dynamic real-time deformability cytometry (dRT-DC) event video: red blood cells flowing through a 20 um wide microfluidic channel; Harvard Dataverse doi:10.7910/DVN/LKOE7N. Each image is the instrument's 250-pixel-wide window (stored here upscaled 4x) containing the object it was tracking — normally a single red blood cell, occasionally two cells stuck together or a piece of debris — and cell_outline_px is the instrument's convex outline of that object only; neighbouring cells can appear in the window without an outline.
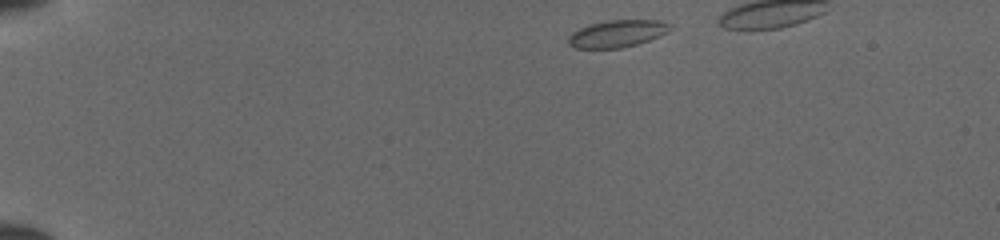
{"species": "common noctule bat (a hibernating species)", "species_latin": "Nyctalus noctula", "temperature_condition": "cold", "stored_images_in_passage": 36, "camera_frame_rate_fps": 3000, "um_per_image_px": 0.085, "animal": {"sex": "female", "body_mass_g": 19.5, "forearm_length_mm": 54.1}, "frame": {"image": 1, "passage_image": 1, "time_ms": 0.0, "image_size_px": [1000, 240], "cell_outline_px": [[672, 28], [668, 32], [660, 36], [636, 44], [620, 48], [576, 48], [568, 44], [568, 36], [572, 32], [580, 28], [592, 24], [608, 20], [660, 20], [672, 24]], "centroid_in_image_um": [52.49, 2.85], "position_along_channel_um": 32.5, "area_um2": 16.07}}
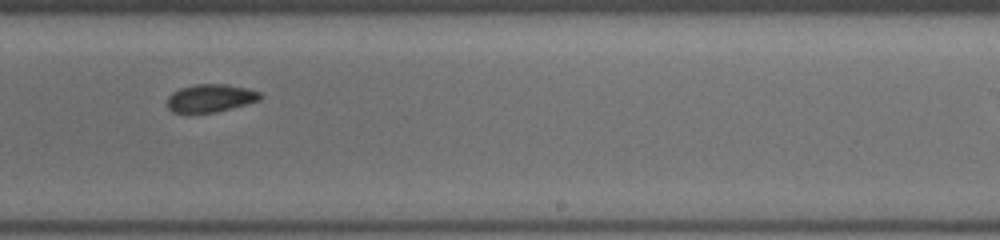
{"frame": {"image": 2, "passage_image": 24, "time_ms": 7.667, "image_size_px": [1000, 240], "cell_outline_px": [[260, 100], [216, 112], [172, 112], [168, 108], [168, 96], [172, 92], [180, 88], [196, 84], [228, 84], [260, 92]], "centroid_in_image_um": [17.86, 8.33], "position_along_channel_um": 271.1, "area_um2": 14.85}}
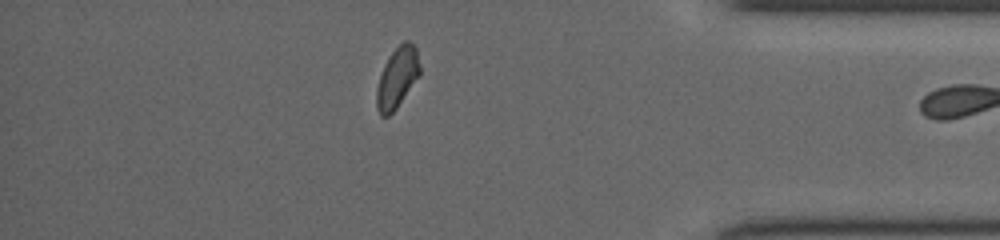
{"frame": {"image": 3, "passage_image": 35, "time_ms": 11.333, "image_size_px": [1000, 240], "cell_outline_px": [[420, 76], [396, 108], [388, 116], [380, 116], [376, 108], [376, 92], [380, 76], [384, 64], [392, 52], [404, 40], [408, 40], [416, 48], [420, 64]], "centroid_in_image_um": [33.77, 6.61], "position_along_channel_um": 401.4, "area_um2": 15.26}}